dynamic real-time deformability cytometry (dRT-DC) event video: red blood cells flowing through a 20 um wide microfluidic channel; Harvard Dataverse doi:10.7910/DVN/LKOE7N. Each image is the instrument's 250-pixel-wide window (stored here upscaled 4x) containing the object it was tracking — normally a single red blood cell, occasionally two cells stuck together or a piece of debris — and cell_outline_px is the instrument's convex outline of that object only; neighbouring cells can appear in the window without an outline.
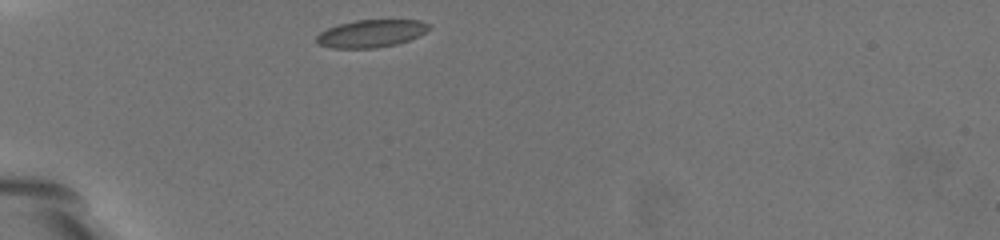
{"species": "common noctule bat (a hibernating species)", "species_latin": "Nyctalus noctula", "temperature_condition": "warm", "stored_images_in_passage": 34, "camera_frame_rate_fps": 3000, "um_per_image_px": 0.085, "animal": {"sex": "female", "body_mass_g": 19.5, "forearm_length_mm": 54.1}, "frame": {"image": 1, "passage_image": 1, "time_ms": 0.0, "image_size_px": [1000, 240], "cell_outline_px": [[432, 28], [408, 40], [396, 44], [376, 48], [332, 48], [316, 44], [316, 36], [320, 32], [328, 28], [340, 24], [356, 20], [420, 20], [432, 24]], "centroid_in_image_um": [31.54, 2.85], "position_along_channel_um": 53.5, "area_um2": 18.09}}
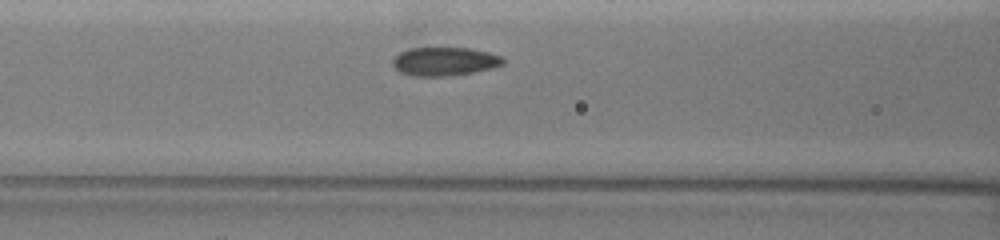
{"frame": {"image": 2, "passage_image": 10, "time_ms": 3.0, "image_size_px": [1000, 240], "cell_outline_px": [[504, 64], [492, 68], [472, 72], [448, 76], [412, 76], [400, 72], [392, 64], [392, 60], [400, 52], [408, 48], [472, 48], [488, 52], [500, 56], [504, 60]], "centroid_in_image_um": [37.77, 5.22], "position_along_channel_um": 128.8, "area_um2": 18.32}}
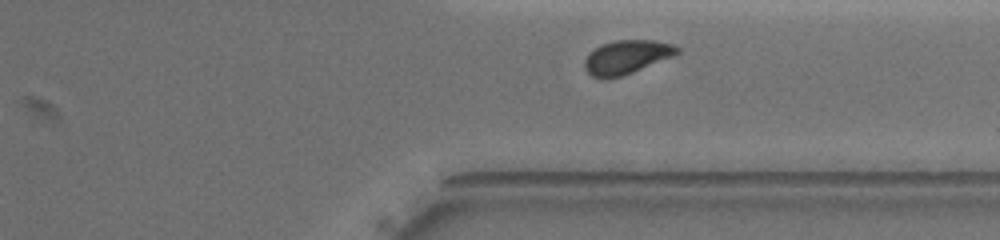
{"frame": {"image": 3, "passage_image": 31, "time_ms": 10.0, "image_size_px": [1000, 240], "cell_outline_px": [[680, 52], [672, 56], [632, 72], [620, 76], [592, 76], [584, 68], [584, 60], [600, 44], [616, 40], [652, 40], [672, 44], [680, 48]], "centroid_in_image_um": [53.28, 4.81], "position_along_channel_um": 358.1, "area_um2": 17.57}, "authors_computed_cell_mechanics": {"area_um2": 18.4671, "velocity_mm_per_s": 3.2776, "shape_relaxation_time_tau1_ms": 7.6065, "shape_relaxation_time_tau2_ms": 1.1511, "deformation_change_tau1": 0.1426, "deformation_change_tau2": 0.0561}}